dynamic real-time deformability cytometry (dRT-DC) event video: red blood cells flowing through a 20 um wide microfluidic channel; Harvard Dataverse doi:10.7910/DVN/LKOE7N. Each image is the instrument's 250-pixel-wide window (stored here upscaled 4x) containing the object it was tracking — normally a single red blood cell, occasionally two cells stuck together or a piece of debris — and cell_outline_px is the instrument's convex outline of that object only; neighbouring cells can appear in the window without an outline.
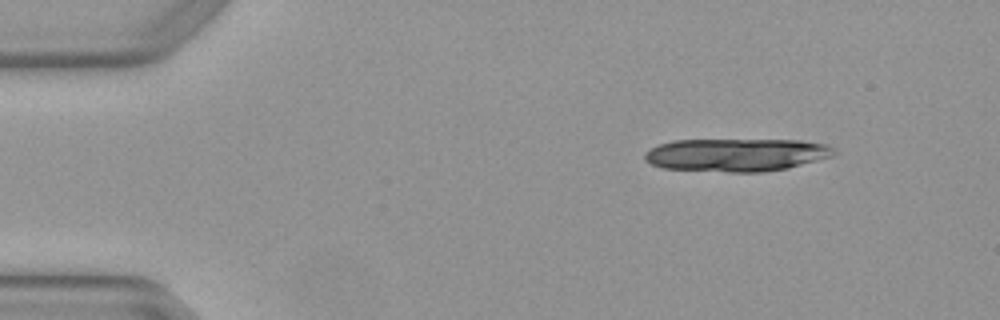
{"species": "Egyptian fruit bat (a non-hibernating species)", "species_latin": "Rousettus aegyptiacus", "temperature_condition": "warm", "stored_images_in_passage": 5, "camera_frame_rate_fps": 3000, "um_per_image_px": 0.085, "animal": {"sex": "female"}, "frame": {"image": 1, "passage_image": 1, "time_ms": 0.0, "image_size_px": [1000, 320], "cell_outline_px": [[840, 152], [832, 156], [788, 168], [764, 172], [728, 172], [664, 168], [652, 164], [644, 160], [644, 152], [660, 144], [672, 140], [800, 140], [828, 144], [836, 148]], "centroid_in_image_um": [62.65, 13.16], "position_along_channel_um": 22.4, "area_um2": 36.59}}
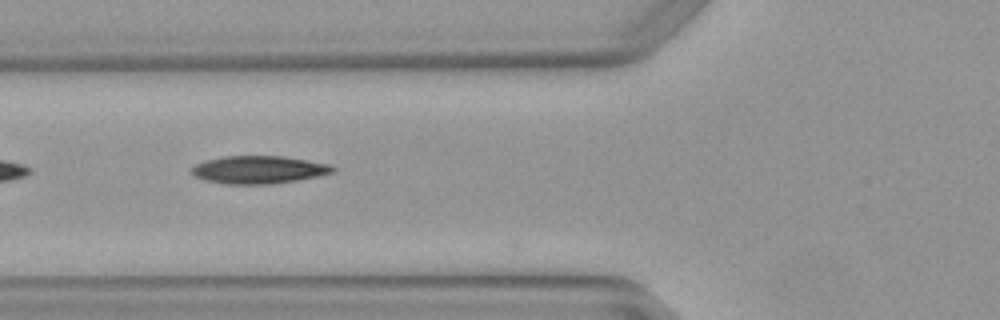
{"frame": {"image": 2, "passage_image": 4, "time_ms": 1.0, "image_size_px": [1000, 320], "cell_outline_px": [[336, 168], [332, 172], [316, 176], [296, 180], [272, 184], [224, 184], [204, 180], [196, 176], [192, 172], [192, 168], [196, 164], [204, 160], [224, 156], [284, 156], [332, 164]], "centroid_in_image_um": [21.99, 14.42], "position_along_channel_um": 103.8, "area_um2": 22.83}}
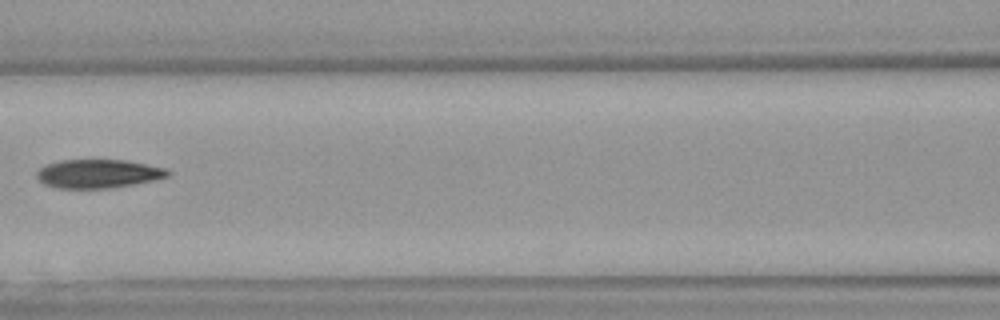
{"frame": {"image": 3, "passage_image": 5, "time_ms": 1.333, "image_size_px": [1000, 320], "cell_outline_px": [[172, 172], [168, 176], [152, 180], [112, 188], [60, 188], [44, 184], [36, 176], [36, 172], [40, 168], [48, 164], [60, 160], [128, 160], [168, 168]], "centroid_in_image_um": [8.38, 14.75], "position_along_channel_um": 158.2, "area_um2": 21.85}}